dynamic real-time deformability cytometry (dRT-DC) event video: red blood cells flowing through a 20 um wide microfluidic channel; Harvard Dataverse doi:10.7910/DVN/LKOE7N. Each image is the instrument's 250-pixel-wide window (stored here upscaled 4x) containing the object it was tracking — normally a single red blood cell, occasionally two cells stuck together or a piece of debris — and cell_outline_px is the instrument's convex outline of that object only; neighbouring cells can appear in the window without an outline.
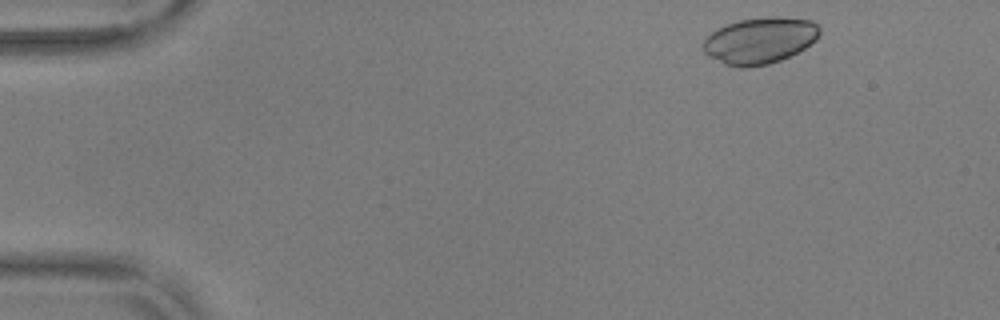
{"species": "common noctule bat (a hibernating species)", "species_latin": "Nyctalus noctula", "temperature_condition": "warm", "stored_images_in_passage": 51, "camera_frame_rate_fps": 3000, "um_per_image_px": 0.085, "animal": {"sex": "male", "body_mass_g": 17.9, "forearm_length_mm": 54.2}, "frame": {"image": 1, "passage_image": 2, "time_ms": 0.333, "image_size_px": [1000, 320], "cell_outline_px": [[820, 32], [816, 40], [804, 48], [780, 60], [768, 64], [748, 68], [740, 68], [724, 64], [708, 56], [704, 52], [704, 40], [712, 32], [728, 24], [740, 20], [768, 16], [772, 16], [812, 20], [820, 28]], "centroid_in_image_um": [64.59, 3.45], "position_along_channel_um": 20.4, "area_um2": 31.27}}
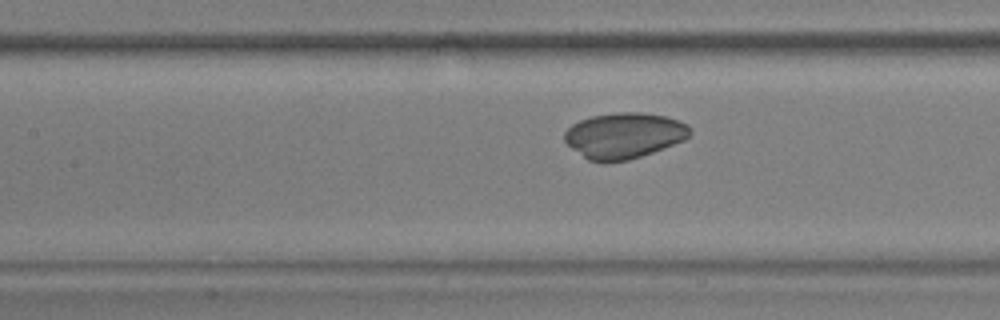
{"frame": {"image": 2, "passage_image": 21, "time_ms": 6.667, "image_size_px": [1000, 320], "cell_outline_px": [[692, 132], [684, 140], [652, 152], [628, 160], [604, 164], [588, 160], [572, 148], [564, 140], [564, 132], [572, 124], [580, 120], [592, 116], [620, 112], [640, 112], [664, 116], [688, 124]], "centroid_in_image_um": [53.02, 11.53], "position_along_channel_um": 154.4, "area_um2": 33.41}}
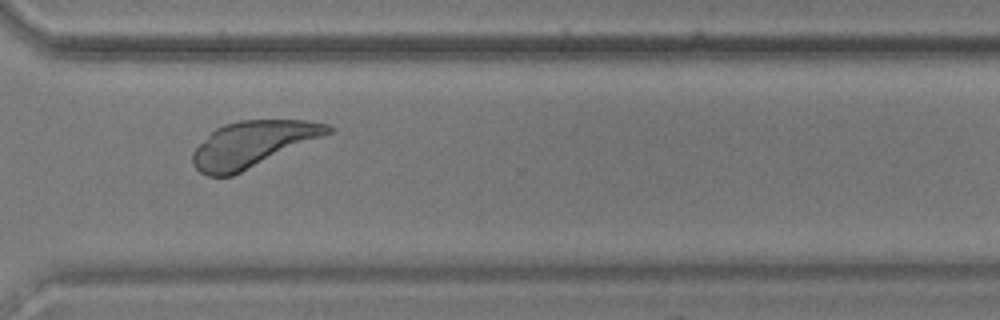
{"frame": {"image": 3, "passage_image": 37, "time_ms": 12.0, "image_size_px": [1000, 320], "cell_outline_px": [[336, 128], [332, 132], [232, 176], [208, 176], [200, 172], [192, 164], [192, 152], [216, 128], [224, 124], [240, 120], [308, 120], [328, 124]], "centroid_in_image_um": [21.48, 12.24], "position_along_channel_um": 349.1, "area_um2": 35.78}}